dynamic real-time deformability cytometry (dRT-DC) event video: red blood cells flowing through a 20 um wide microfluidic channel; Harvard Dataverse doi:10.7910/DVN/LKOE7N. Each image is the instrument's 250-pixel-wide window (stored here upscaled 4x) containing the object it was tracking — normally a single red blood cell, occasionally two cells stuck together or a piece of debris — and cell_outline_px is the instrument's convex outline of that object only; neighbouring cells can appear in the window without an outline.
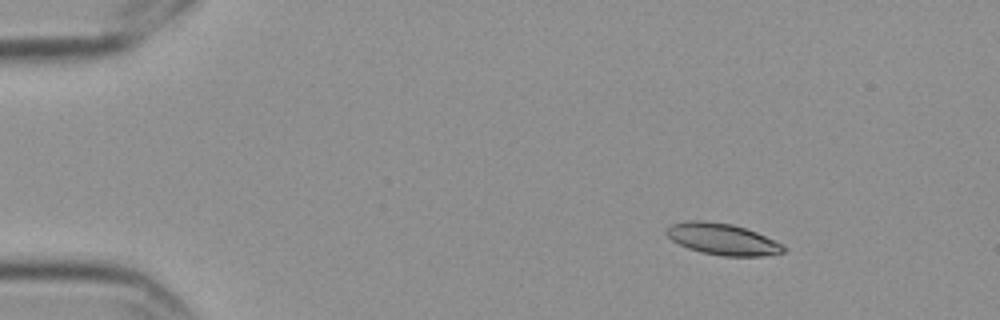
{"species": "Egyptian fruit bat (a non-hibernating species)", "species_latin": "Rousettus aegyptiacus", "temperature_condition": "cold", "stored_images_in_passage": 5, "camera_frame_rate_fps": 3000, "um_per_image_px": 0.085, "frame": {"image": 1, "passage_image": 3, "time_ms": 0.667, "image_size_px": [1000, 320], "cell_outline_px": [[788, 248], [784, 252], [764, 256], [724, 256], [700, 252], [688, 248], [672, 240], [664, 232], [668, 224], [688, 220], [704, 220], [732, 224], [756, 232], [784, 244]], "centroid_in_image_um": [61.4, 20.32], "position_along_channel_um": 23.6, "area_um2": 21.68}}
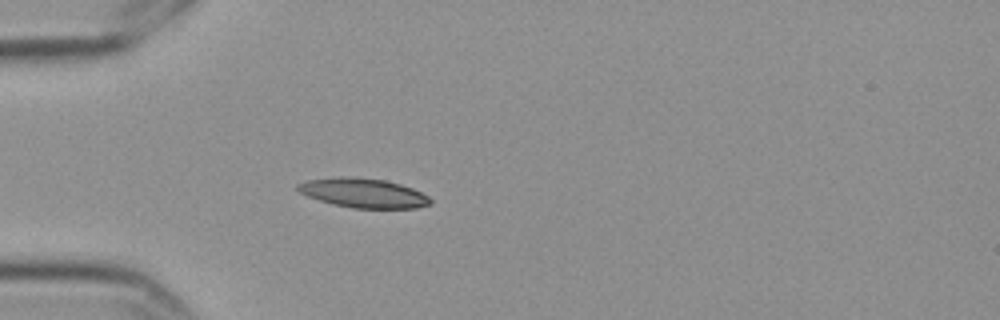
{"frame": {"image": 2, "passage_image": 5, "time_ms": 1.333, "image_size_px": [1000, 320], "cell_outline_px": [[432, 204], [416, 208], [352, 208], [332, 204], [308, 196], [300, 192], [296, 188], [296, 184], [308, 180], [344, 176], [384, 180], [400, 184], [412, 188], [428, 196], [432, 200]], "centroid_in_image_um": [30.89, 16.41], "position_along_channel_um": 54.1, "area_um2": 22.54}}